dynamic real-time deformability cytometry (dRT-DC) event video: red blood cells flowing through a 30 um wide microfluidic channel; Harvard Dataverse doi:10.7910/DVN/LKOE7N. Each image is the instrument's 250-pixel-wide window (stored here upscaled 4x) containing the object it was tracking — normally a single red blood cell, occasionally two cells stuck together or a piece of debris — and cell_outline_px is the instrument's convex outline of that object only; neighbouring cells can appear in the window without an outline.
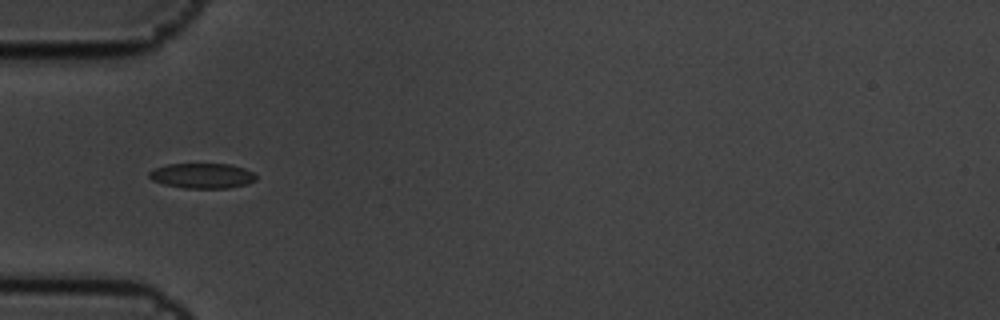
{"species": "common noctule bat (a hibernating species)", "species_latin": "Nyctalus noctula", "temperature_condition": "cold", "stored_images_in_passage": 10, "camera_frame_rate_fps": 3000, "um_per_image_px": 0.085, "animal": {"sex": "male", "body_mass_g": 19.5, "forearm_length_mm": 54.6}, "frame": {"image": 1, "passage_image": 5, "time_ms": 1.333, "image_size_px": [1000, 320], "cell_outline_px": [[256, 180], [248, 184], [228, 188], [184, 188], [164, 184], [152, 180], [148, 176], [148, 172], [152, 168], [168, 164], [232, 164], [244, 168], [252, 172], [256, 176]], "centroid_in_image_um": [17.17, 14.93], "position_along_channel_um": 67.8, "area_um2": 15.78}}
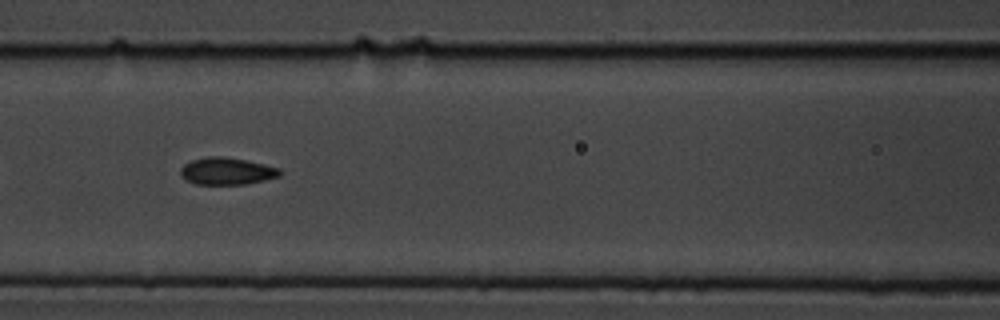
{"frame": {"image": 2, "passage_image": 7, "time_ms": 2.0, "image_size_px": [1000, 320], "cell_outline_px": [[280, 176], [264, 180], [244, 184], [196, 184], [180, 176], [180, 168], [184, 164], [192, 160], [208, 156], [224, 156], [264, 164], [280, 168]], "centroid_in_image_um": [19.26, 14.54], "position_along_channel_um": 147.3, "area_um2": 15.61}}
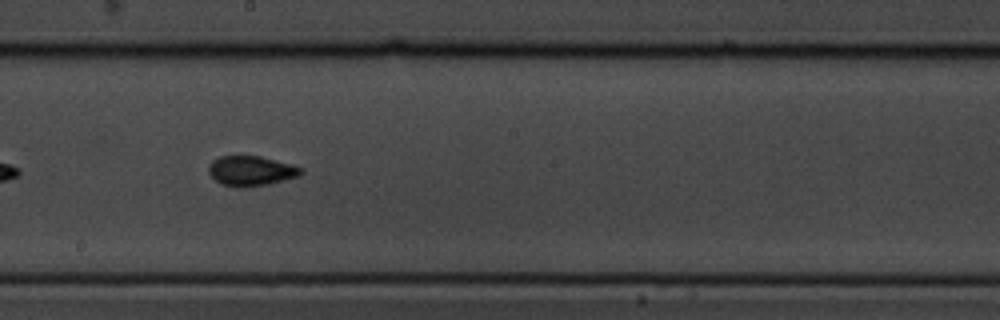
{"frame": {"image": 3, "passage_image": 9, "time_ms": 2.667, "image_size_px": [1000, 320], "cell_outline_px": [[304, 172], [300, 176], [268, 184], [244, 188], [236, 188], [220, 184], [208, 172], [208, 164], [212, 160], [220, 156], [260, 156], [304, 168]], "centroid_in_image_um": [21.33, 14.54], "position_along_channel_um": 226.9, "area_um2": 16.3}}